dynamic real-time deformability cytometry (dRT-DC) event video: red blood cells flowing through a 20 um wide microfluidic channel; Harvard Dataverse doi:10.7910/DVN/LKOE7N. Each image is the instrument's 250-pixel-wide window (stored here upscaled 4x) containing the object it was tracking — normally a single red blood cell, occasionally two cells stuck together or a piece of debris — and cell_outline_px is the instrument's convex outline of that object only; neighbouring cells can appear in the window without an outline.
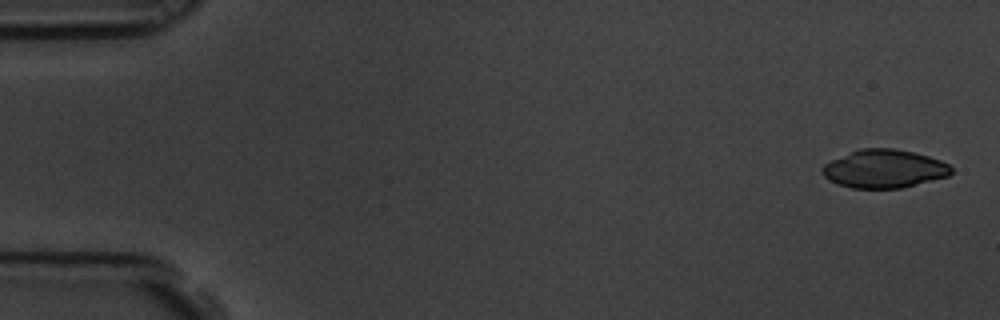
{"species": "common noctule bat (a hibernating species)", "species_latin": "Nyctalus noctula", "temperature_condition": "room temperature", "stored_images_in_passage": 6, "camera_frame_rate_fps": 3000, "um_per_image_px": 0.085, "animal": {"sex": "male", "body_mass_g": 19.5, "forearm_length_mm": 54.6}, "frame": {"image": 1, "passage_image": 1, "time_ms": 0.0, "image_size_px": [1000, 320], "cell_outline_px": [[952, 172], [948, 176], [900, 188], [852, 188], [828, 180], [820, 172], [820, 168], [824, 164], [832, 160], [860, 148], [896, 148], [928, 156], [940, 160], [948, 164], [952, 168]], "centroid_in_image_um": [75.13, 14.34], "position_along_channel_um": 9.9, "area_um2": 28.61}}